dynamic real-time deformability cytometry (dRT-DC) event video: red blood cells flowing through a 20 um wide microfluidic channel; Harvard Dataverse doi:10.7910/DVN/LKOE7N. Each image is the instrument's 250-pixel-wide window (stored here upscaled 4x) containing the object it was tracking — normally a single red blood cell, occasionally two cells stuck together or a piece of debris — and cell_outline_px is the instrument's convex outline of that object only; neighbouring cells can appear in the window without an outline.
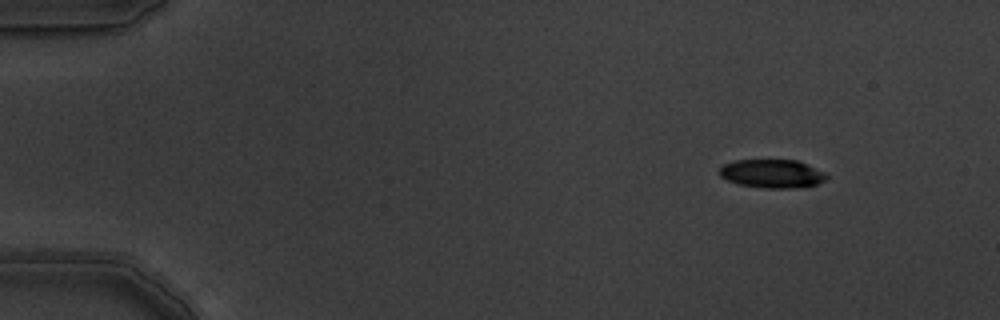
{"species": "common noctule bat (a hibernating species)", "species_latin": "Nyctalus noctula", "temperature_condition": "warm", "stored_images_in_passage": 4, "camera_frame_rate_fps": 3000, "um_per_image_px": 0.085, "animal": {"sex": "male", "body_mass_g": 19.5, "forearm_length_mm": 54.6}, "frame": {"image": 1, "passage_image": 1, "time_ms": 0.0, "image_size_px": [1000, 320], "cell_outline_px": [[828, 176], [820, 184], [792, 188], [764, 188], [740, 184], [728, 180], [720, 176], [720, 168], [724, 164], [736, 160], [796, 160], [824, 172]], "centroid_in_image_um": [65.63, 14.76], "position_along_channel_um": 19.4, "area_um2": 17.57}}
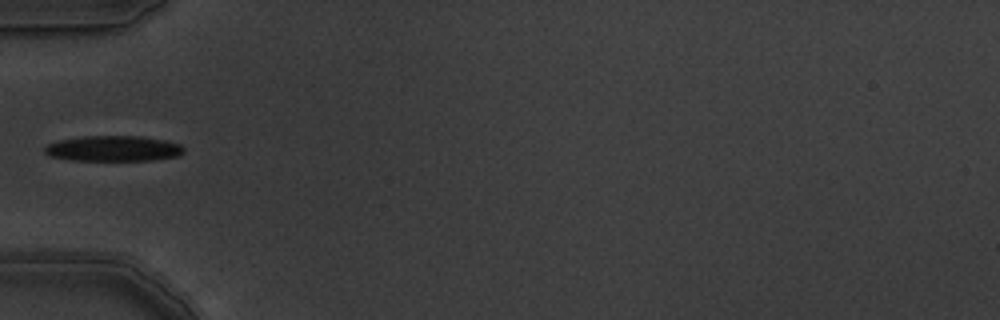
{"frame": {"image": 2, "passage_image": 4, "time_ms": 1.0, "image_size_px": [1000, 320], "cell_outline_px": [[184, 152], [180, 156], [148, 160], [72, 160], [48, 156], [44, 152], [44, 148], [48, 144], [56, 140], [84, 136], [140, 136], [164, 140], [180, 144], [184, 148]], "centroid_in_image_um": [9.61, 12.62], "position_along_channel_um": 75.4, "area_um2": 20.75}}